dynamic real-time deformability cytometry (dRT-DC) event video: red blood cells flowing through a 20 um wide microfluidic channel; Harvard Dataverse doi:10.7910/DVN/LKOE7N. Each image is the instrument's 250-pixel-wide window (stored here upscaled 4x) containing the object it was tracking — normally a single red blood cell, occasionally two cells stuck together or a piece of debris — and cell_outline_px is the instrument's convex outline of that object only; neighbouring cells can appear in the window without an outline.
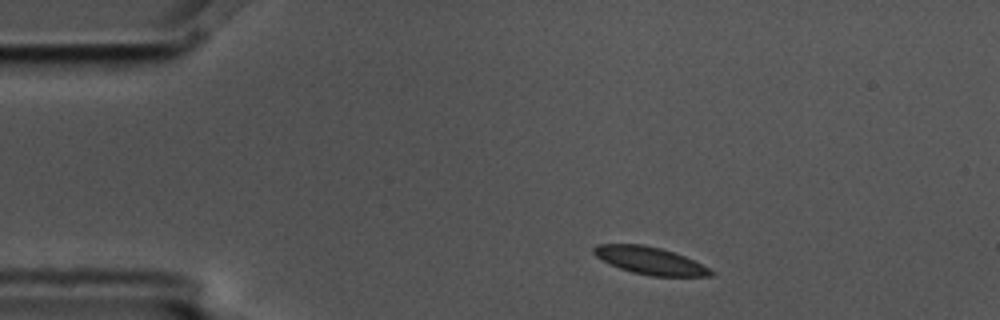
{"species": "common noctule bat (a hibernating species)", "species_latin": "Nyctalus noctula", "temperature_condition": "cold", "stored_images_in_passage": 4, "camera_frame_rate_fps": 3000, "um_per_image_px": 0.085, "animal": {"sex": "male", "body_mass_g": 17.5, "forearm_length_mm": 52.3}, "frame": {"image": 1, "passage_image": 1, "time_ms": 0.0, "image_size_px": [1000, 320], "cell_outline_px": [[716, 272], [712, 276], [652, 276], [632, 272], [620, 268], [596, 256], [592, 252], [592, 248], [596, 244], [644, 244], [660, 248], [684, 256]], "centroid_in_image_um": [55.23, 22.15], "position_along_channel_um": 29.8, "area_um2": 18.44}}
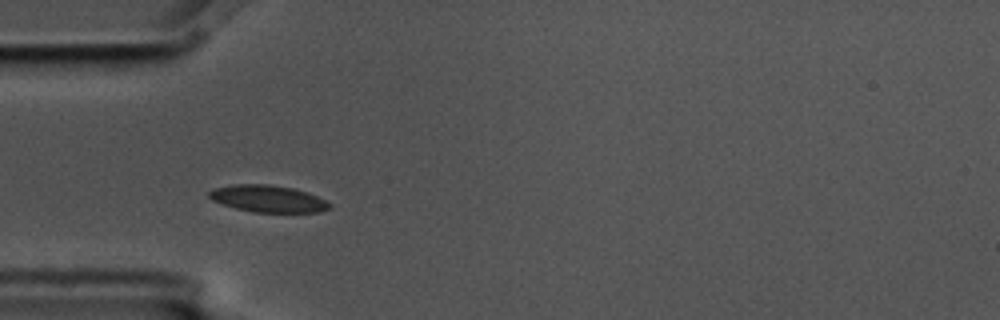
{"frame": {"image": 2, "passage_image": 3, "time_ms": 0.667, "image_size_px": [1000, 320], "cell_outline_px": [[332, 208], [320, 212], [252, 212], [236, 208], [212, 200], [208, 196], [208, 192], [212, 188], [232, 184], [268, 184], [292, 188], [308, 192], [332, 204]], "centroid_in_image_um": [22.77, 16.88], "position_along_channel_um": 62.2, "area_um2": 18.96}}